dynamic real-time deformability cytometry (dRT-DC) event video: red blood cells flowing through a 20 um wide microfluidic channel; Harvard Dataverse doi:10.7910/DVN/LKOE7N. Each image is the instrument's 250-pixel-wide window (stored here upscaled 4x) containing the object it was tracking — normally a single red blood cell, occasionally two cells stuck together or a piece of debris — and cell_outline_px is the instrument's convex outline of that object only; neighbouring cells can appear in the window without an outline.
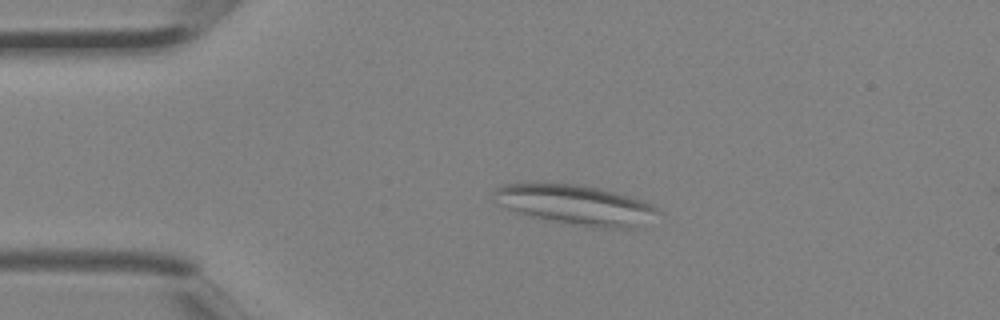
{"species": "Egyptian fruit bat (a non-hibernating species)", "species_latin": "Rousettus aegyptiacus", "temperature_condition": "room temperature", "stored_images_in_passage": 4, "camera_frame_rate_fps": 3000, "um_per_image_px": 0.085, "animal": {"sex": "female"}, "frame": {"image": 1, "passage_image": 3, "time_ms": 0.667, "image_size_px": [1000, 320], "cell_outline_px": [[660, 212], [636, 228], [604, 228], [576, 224], [552, 220], [532, 216], [516, 212], [500, 204], [496, 192], [496, 188], [504, 184], [576, 184], [600, 188], [628, 196], [652, 204]], "centroid_in_image_um": [49.0, 17.41], "position_along_channel_um": 36.0, "area_um2": 36.82}}